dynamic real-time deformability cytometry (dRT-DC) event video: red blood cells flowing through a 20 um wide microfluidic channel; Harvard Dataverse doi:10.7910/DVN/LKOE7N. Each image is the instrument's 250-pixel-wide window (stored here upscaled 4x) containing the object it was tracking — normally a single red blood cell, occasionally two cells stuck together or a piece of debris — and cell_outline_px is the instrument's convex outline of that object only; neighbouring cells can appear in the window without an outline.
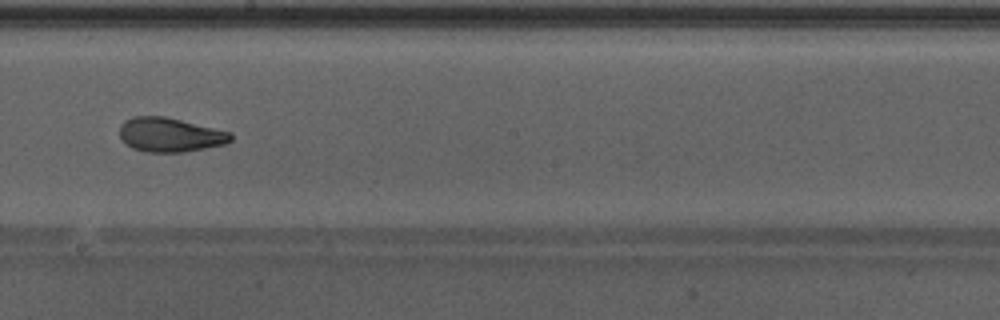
{"species": "Egyptian fruit bat (a non-hibernating species)", "species_latin": "Rousettus aegyptiacus", "temperature_condition": "warm", "stored_images_in_passage": 48, "camera_frame_rate_fps": 3000, "um_per_image_px": 0.085, "animal": {"sex": "male"}, "frame": {"image": 1, "passage_image": 28, "time_ms": 9.0, "image_size_px": [1000, 320], "cell_outline_px": [[232, 140], [224, 144], [184, 152], [144, 152], [132, 148], [120, 136], [120, 124], [124, 120], [132, 116], [164, 116], [232, 132]], "centroid_in_image_um": [14.44, 11.45], "position_along_channel_um": 233.8, "area_um2": 22.14}, "authors_computed_cell_mechanics": {"area_um2": 23.2645, "velocity_mm_per_s": 4.2844, "shape_relaxation_time_tau1_ms": 4.693, "shape_relaxation_time_tau2_ms": 1.3769, "deformation_change_tau1": 0.1783, "deformation_change_tau2": 0.0796}}